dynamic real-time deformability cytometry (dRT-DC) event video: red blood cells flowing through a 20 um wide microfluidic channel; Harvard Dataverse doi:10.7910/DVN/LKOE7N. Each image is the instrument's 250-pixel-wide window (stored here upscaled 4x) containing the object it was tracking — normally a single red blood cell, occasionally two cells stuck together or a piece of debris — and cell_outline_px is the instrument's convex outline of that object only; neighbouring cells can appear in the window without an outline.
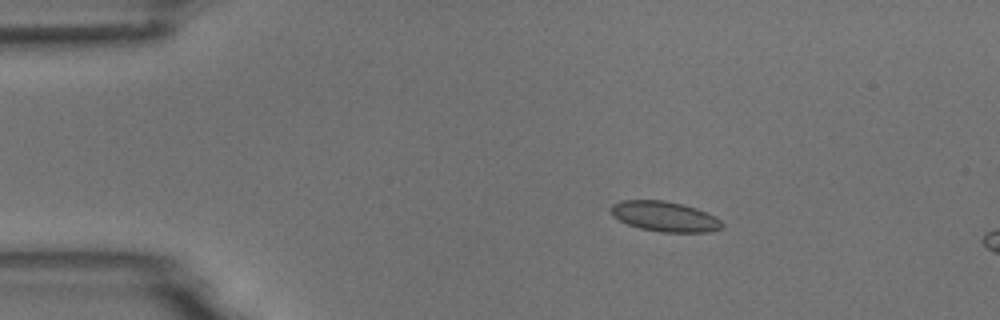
{"species": "common noctule bat (a hibernating species)", "species_latin": "Nyctalus noctula", "temperature_condition": "room temperature", "stored_images_in_passage": 4, "camera_frame_rate_fps": 3000, "um_per_image_px": 0.085, "animal": {"sex": "male", "body_mass_g": 18.8}, "frame": {"image": 1, "passage_image": 2, "time_ms": 2.0, "image_size_px": [1000, 320], "cell_outline_px": [[724, 228], [708, 232], [660, 232], [640, 228], [628, 224], [612, 216], [612, 204], [620, 200], [664, 200], [696, 208], [716, 216], [724, 224]], "centroid_in_image_um": [56.53, 18.4], "position_along_channel_um": 28.5, "area_um2": 19.54}}